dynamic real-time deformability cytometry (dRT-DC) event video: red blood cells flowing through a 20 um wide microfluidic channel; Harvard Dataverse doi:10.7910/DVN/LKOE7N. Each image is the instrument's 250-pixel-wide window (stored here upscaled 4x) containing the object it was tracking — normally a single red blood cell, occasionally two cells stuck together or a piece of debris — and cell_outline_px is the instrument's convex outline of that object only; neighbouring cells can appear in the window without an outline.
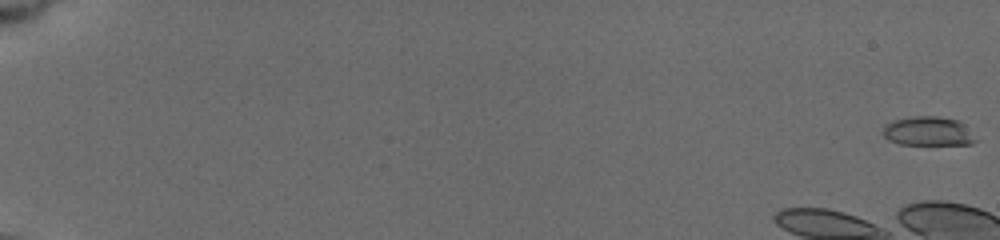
{"species": "common noctule bat (a hibernating species)", "species_latin": "Nyctalus noctula", "temperature_condition": "cold", "stored_images_in_passage": 7, "camera_frame_rate_fps": 3000, "um_per_image_px": 0.085, "animal": {"sex": "female", "body_mass_g": 19.5, "forearm_length_mm": 54.1}, "frame": {"image": 1, "passage_image": 1, "time_ms": 0.0, "image_size_px": [1000, 240], "cell_outline_px": [[972, 144], [900, 144], [884, 136], [884, 124], [896, 120], [916, 116], [936, 116], [956, 120], [964, 124], [972, 140]], "centroid_in_image_um": [78.82, 11.14], "position_along_channel_um": 6.2, "area_um2": 14.97}}